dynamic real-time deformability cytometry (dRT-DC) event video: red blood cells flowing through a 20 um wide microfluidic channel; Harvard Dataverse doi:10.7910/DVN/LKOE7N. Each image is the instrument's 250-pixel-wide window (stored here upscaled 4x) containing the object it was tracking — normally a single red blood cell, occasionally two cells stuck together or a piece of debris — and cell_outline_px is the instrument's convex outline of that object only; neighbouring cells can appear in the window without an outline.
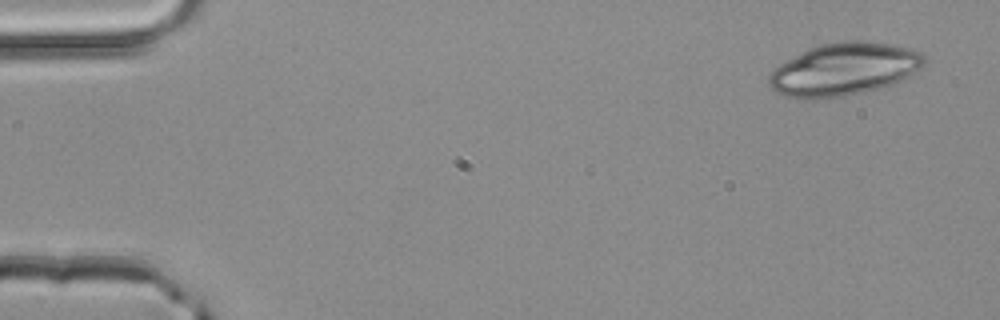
{"species": "common noctule bat (a hibernating species)", "species_latin": "Nyctalus noctula", "temperature_condition": "room temperature", "stored_images_in_passage": 3, "camera_frame_rate_fps": 3000, "um_per_image_px": 0.085, "animal": {"sex": "male", "body_mass_g": 20.4}, "frame": {"image": 1, "passage_image": 1, "time_ms": 0.0, "image_size_px": [1000, 320], "cell_outline_px": [[928, 60], [920, 68], [908, 76], [892, 84], [880, 88], [864, 92], [844, 96], [816, 100], [808, 100], [788, 96], [776, 92], [768, 84], [768, 76], [780, 64], [808, 48], [820, 44], [844, 40], [856, 40], [896, 44], [912, 48], [920, 52]], "centroid_in_image_um": [71.76, 5.88], "position_along_channel_um": 13.2, "area_um2": 47.92}}